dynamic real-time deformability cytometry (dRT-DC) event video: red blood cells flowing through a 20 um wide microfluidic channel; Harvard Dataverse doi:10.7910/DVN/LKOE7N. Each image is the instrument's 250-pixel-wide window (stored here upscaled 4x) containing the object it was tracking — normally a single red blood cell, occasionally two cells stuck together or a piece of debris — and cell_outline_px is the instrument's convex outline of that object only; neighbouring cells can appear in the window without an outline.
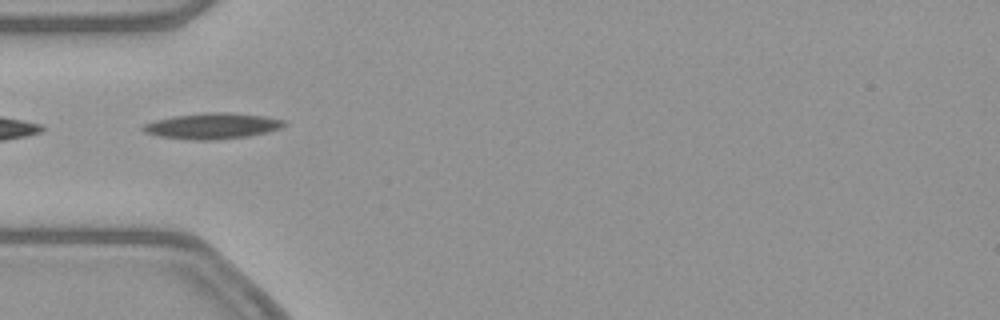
{"species": "common noctule bat (a hibernating species)", "species_latin": "Nyctalus noctula", "temperature_condition": "warm", "stored_images_in_passage": 44, "camera_frame_rate_fps": 3000, "um_per_image_px": 0.085, "animal": {"sex": "female", "body_mass_g": 21.9}, "frame": {"image": 1, "passage_image": 8, "time_ms": 2.333, "image_size_px": [1000, 320], "cell_outline_px": [[288, 124], [280, 128], [268, 132], [248, 136], [212, 140], [196, 140], [160, 136], [144, 132], [140, 128], [144, 124], [156, 120], [172, 116], [204, 112], [228, 112], [268, 116], [284, 120]], "centroid_in_image_um": [18.08, 10.69], "position_along_channel_um": 66.9, "area_um2": 21.39}}
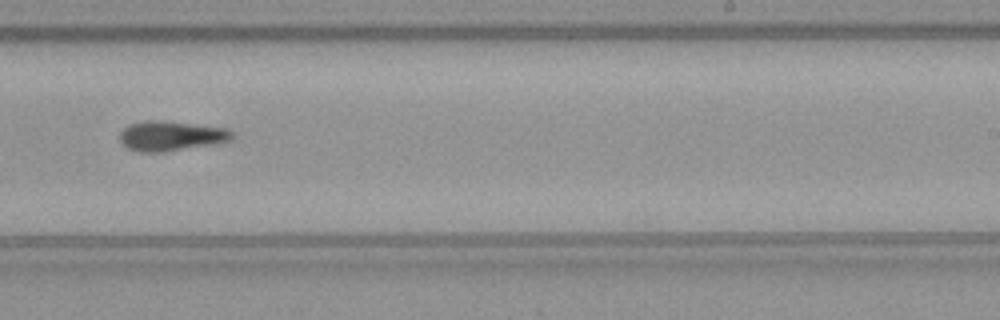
{"frame": {"image": 2, "passage_image": 24, "time_ms": 7.667, "image_size_px": [1000, 320], "cell_outline_px": [[236, 136], [232, 140], [216, 144], [164, 152], [140, 152], [128, 148], [120, 140], [120, 132], [128, 124], [148, 120], [160, 120], [228, 128], [236, 132]], "centroid_in_image_um": [14.61, 11.55], "position_along_channel_um": 274.4, "area_um2": 19.83}}
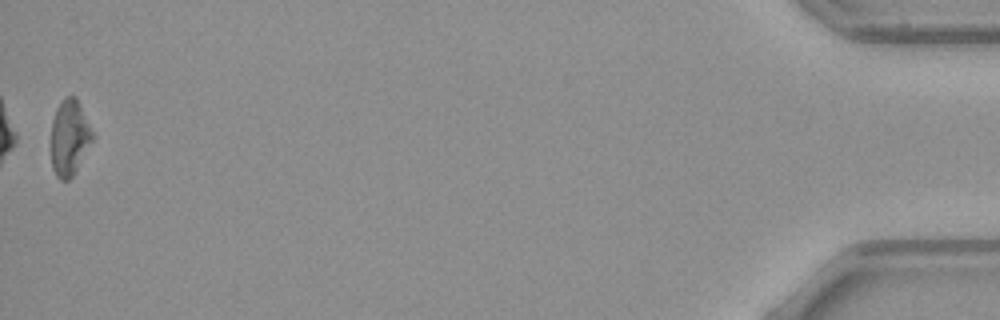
{"frame": {"image": 3, "passage_image": 44, "time_ms": 14.333, "image_size_px": [1000, 320], "cell_outline_px": [[96, 136], [72, 176], [68, 180], [60, 180], [56, 176], [52, 168], [52, 120], [56, 108], [68, 96], [76, 96]], "centroid_in_image_um": [5.94, 11.7], "position_along_channel_um": 429.3, "area_um2": 18.26}, "authors_computed_cell_mechanics": {"area_um2": 19.4497, "velocity_mm_per_s": 3.8695, "shape_relaxation_time_tau1_ms": 5.2268, "shape_relaxation_time_tau2_ms": null, "deformation_change_tau1": 0.1353, "deformation_change_tau2": null}}